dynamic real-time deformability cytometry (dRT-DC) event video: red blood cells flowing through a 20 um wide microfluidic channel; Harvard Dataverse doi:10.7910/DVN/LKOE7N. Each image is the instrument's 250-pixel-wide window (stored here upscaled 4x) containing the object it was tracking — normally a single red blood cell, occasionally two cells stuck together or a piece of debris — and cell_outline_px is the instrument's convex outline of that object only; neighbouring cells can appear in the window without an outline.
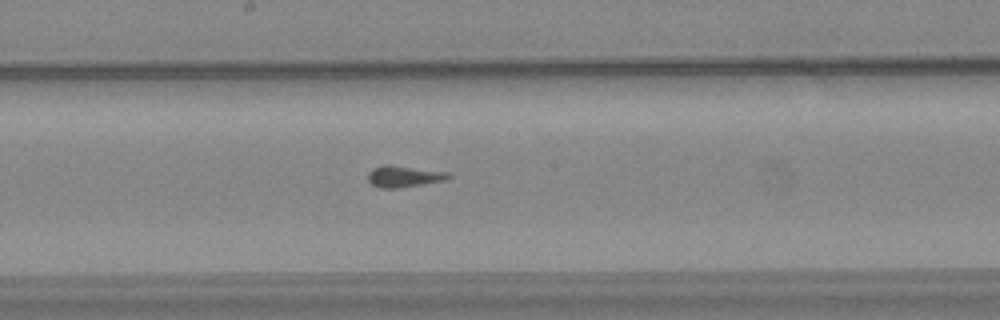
{"species": "common noctule bat (a hibernating species)", "species_latin": "Nyctalus noctula", "temperature_condition": "warm", "stored_images_in_passage": 34, "camera_frame_rate_fps": 3000, "um_per_image_px": 0.085, "animal": {"sex": "female", "body_mass_g": 24.6, "forearm_length_mm": 56.2}, "frame": {"image": 1, "passage_image": 13, "time_ms": 4.0, "image_size_px": [1000, 320], "cell_outline_px": [[452, 176], [448, 180], [400, 188], [380, 188], [372, 184], [368, 180], [368, 172], [372, 168], [384, 164], [392, 164], [448, 172]], "centroid_in_image_um": [34.35, 14.98], "position_along_channel_um": 213.9, "area_um2": 10.35}}
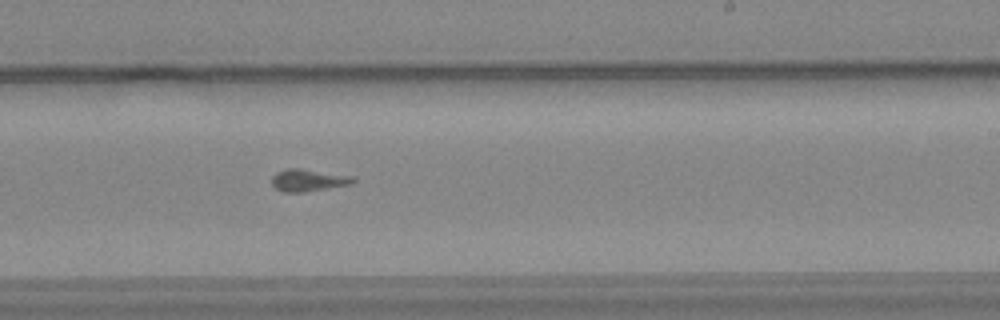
{"frame": {"image": 2, "passage_image": 17, "time_ms": 5.333, "image_size_px": [1000, 320], "cell_outline_px": [[356, 180], [352, 184], [304, 192], [284, 192], [276, 188], [272, 184], [272, 176], [276, 172], [288, 168], [300, 168], [352, 176]], "centroid_in_image_um": [26.2, 15.31], "position_along_channel_um": 262.8, "area_um2": 10.46}}
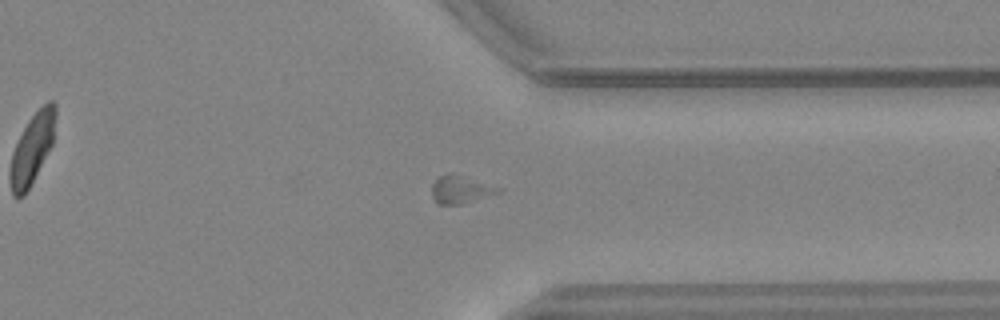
{"frame": {"image": 3, "passage_image": 26, "time_ms": 8.333, "image_size_px": [1000, 320], "cell_outline_px": [[504, 188], [500, 192], [464, 204], [436, 204], [432, 196], [432, 184], [440, 176], [448, 172], [452, 172]], "centroid_in_image_um": [39.17, 16.1], "position_along_channel_um": 372.2, "area_um2": 10.98}}